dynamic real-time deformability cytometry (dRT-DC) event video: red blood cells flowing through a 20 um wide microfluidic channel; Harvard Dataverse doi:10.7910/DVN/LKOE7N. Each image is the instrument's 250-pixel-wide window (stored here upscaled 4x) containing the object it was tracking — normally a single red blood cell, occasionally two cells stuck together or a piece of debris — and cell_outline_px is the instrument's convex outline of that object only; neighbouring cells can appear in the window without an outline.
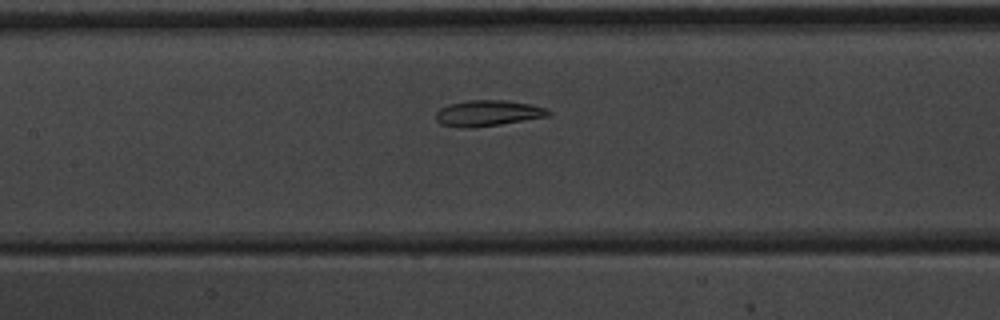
{"species": "common noctule bat (a hibernating species)", "species_latin": "Nyctalus noctula", "temperature_condition": "warm", "stored_images_in_passage": 18, "camera_frame_rate_fps": 3000, "um_per_image_px": 0.085, "animal": {"sex": "male", "body_mass_g": 20.1, "forearm_length_mm": 53.5}, "frame": {"image": 1, "passage_image": 16, "time_ms": 5.0, "image_size_px": [1000, 320], "cell_outline_px": [[552, 112], [548, 116], [500, 124], [468, 128], [460, 128], [440, 124], [436, 120], [436, 112], [440, 108], [448, 104], [468, 100], [508, 100], [532, 104], [548, 108]], "centroid_in_image_um": [41.47, 9.61], "position_along_channel_um": 165.9, "area_um2": 17.11}}